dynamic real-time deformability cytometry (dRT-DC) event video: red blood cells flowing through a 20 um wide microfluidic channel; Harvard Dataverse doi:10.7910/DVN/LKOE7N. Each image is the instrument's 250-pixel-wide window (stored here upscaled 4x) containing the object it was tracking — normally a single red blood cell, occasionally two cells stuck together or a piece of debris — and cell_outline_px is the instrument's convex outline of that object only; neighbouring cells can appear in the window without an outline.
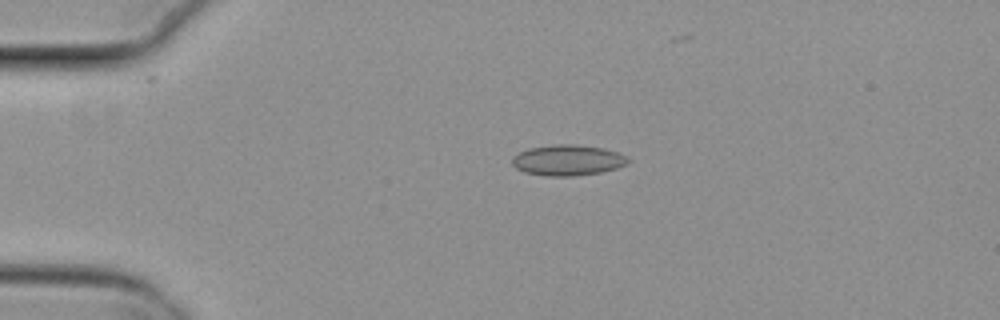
{"species": "common noctule bat (a hibernating species)", "species_latin": "Nyctalus noctula", "temperature_condition": "cold", "stored_images_in_passage": 46, "camera_frame_rate_fps": 3000, "um_per_image_px": 0.085, "animal": {"sex": "female", "body_mass_g": 29.2, "forearm_length_mm": 56.3}, "frame": {"image": 1, "passage_image": 12, "time_ms": 3.667, "image_size_px": [1000, 320], "cell_outline_px": [[632, 160], [628, 164], [616, 168], [600, 172], [576, 176], [544, 176], [524, 172], [516, 168], [512, 164], [512, 156], [528, 148], [552, 144], [576, 144], [604, 148], [628, 156]], "centroid_in_image_um": [48.27, 13.61], "position_along_channel_um": 36.7, "area_um2": 21.04}}
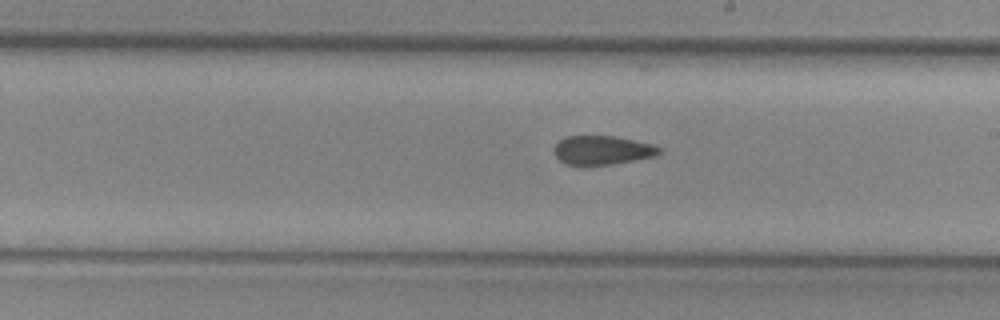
{"frame": {"image": 2, "passage_image": 31, "time_ms": 10.0, "image_size_px": [1000, 320], "cell_outline_px": [[664, 152], [656, 156], [612, 164], [564, 164], [556, 156], [552, 148], [564, 136], [612, 136], [652, 144], [660, 148]], "centroid_in_image_um": [51.19, 12.76], "position_along_channel_um": 237.8, "area_um2": 17.57}}
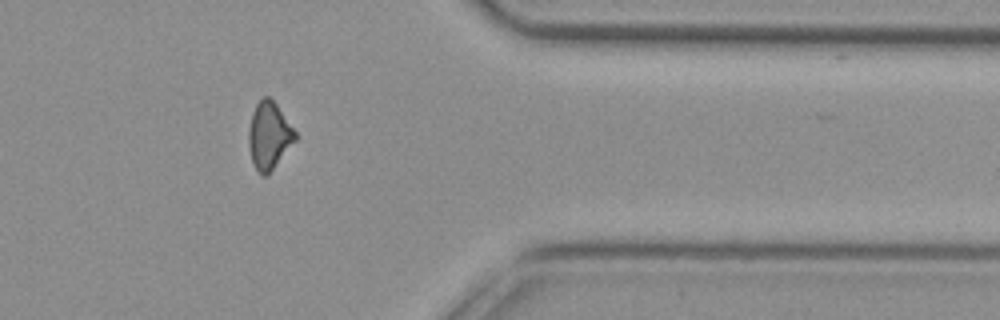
{"frame": {"image": 3, "passage_image": 44, "time_ms": 14.333, "image_size_px": [1000, 320], "cell_outline_px": [[296, 140], [272, 168], [264, 176], [260, 176], [252, 160], [248, 144], [248, 132], [252, 112], [256, 104], [264, 96], [268, 96], [276, 104], [296, 132]], "centroid_in_image_um": [22.85, 11.5], "position_along_channel_um": 388.6, "area_um2": 17.8}, "authors_computed_cell_mechanics": {"area_um2": 19.1607, "velocity_mm_per_s": 3.8355, "shape_relaxation_time_tau1_ms": null, "shape_relaxation_time_tau2_ms": 4.1346, "deformation_change_tau1": null, "deformation_change_tau2": 0.0916}}